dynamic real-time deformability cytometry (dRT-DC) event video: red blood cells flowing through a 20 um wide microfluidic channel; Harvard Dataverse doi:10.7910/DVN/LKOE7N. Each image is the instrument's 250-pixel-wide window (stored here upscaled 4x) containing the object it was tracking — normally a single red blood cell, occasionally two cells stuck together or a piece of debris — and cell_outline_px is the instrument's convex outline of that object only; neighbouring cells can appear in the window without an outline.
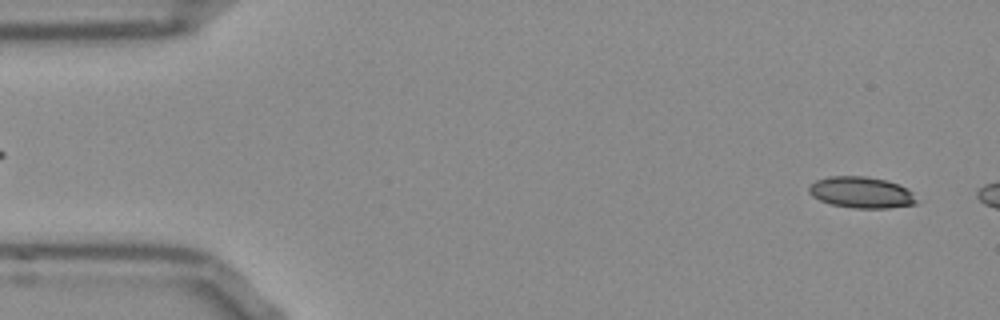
{"species": "Egyptian fruit bat (a non-hibernating species)", "species_latin": "Rousettus aegyptiacus", "temperature_condition": "room temperature", "stored_images_in_passage": 7, "camera_frame_rate_fps": 3000, "um_per_image_px": 0.085, "frame": {"image": 1, "passage_image": 2, "time_ms": 0.333, "image_size_px": [1000, 320], "cell_outline_px": [[920, 200], [916, 204], [888, 208], [856, 208], [832, 204], [820, 200], [812, 196], [808, 192], [808, 188], [816, 180], [828, 176], [868, 176], [888, 180], [908, 188]], "centroid_in_image_um": [73.26, 16.35], "position_along_channel_um": 11.7, "area_um2": 19.83}}